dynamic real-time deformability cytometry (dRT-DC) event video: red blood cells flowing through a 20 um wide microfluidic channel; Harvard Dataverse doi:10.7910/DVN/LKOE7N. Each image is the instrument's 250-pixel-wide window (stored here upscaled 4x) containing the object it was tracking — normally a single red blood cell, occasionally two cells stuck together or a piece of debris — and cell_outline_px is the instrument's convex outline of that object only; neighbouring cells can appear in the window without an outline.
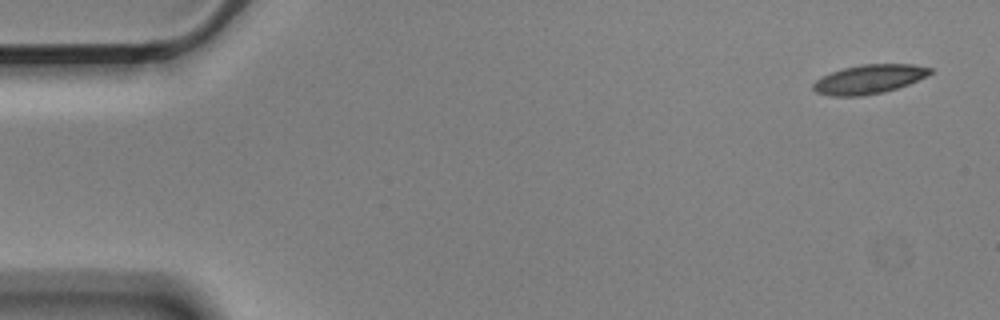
{"species": "Egyptian fruit bat (a non-hibernating species)", "species_latin": "Rousettus aegyptiacus", "temperature_condition": "cold", "stored_images_in_passage": 5, "camera_frame_rate_fps": 3000, "um_per_image_px": 0.085, "animal": {"sex": "male"}, "frame": {"image": 1, "passage_image": 1, "time_ms": 0.0, "image_size_px": [1000, 320], "cell_outline_px": [[932, 72], [928, 76], [908, 84], [884, 92], [860, 96], [832, 96], [816, 92], [812, 88], [812, 84], [816, 80], [832, 72], [844, 68], [860, 64], [912, 64], [932, 68]], "centroid_in_image_um": [73.88, 6.73], "position_along_channel_um": 11.1, "area_um2": 19.71}}
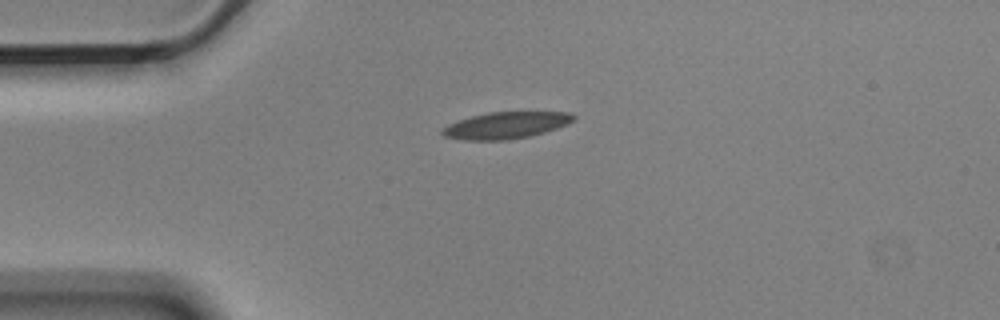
{"frame": {"image": 2, "passage_image": 4, "time_ms": 1.0, "image_size_px": [1000, 320], "cell_outline_px": [[576, 120], [568, 124], [544, 132], [528, 136], [508, 140], [464, 140], [444, 136], [440, 132], [440, 128], [448, 124], [472, 116], [488, 112], [572, 112], [576, 116]], "centroid_in_image_um": [43.01, 10.65], "position_along_channel_um": 42.0, "area_um2": 20.46}}